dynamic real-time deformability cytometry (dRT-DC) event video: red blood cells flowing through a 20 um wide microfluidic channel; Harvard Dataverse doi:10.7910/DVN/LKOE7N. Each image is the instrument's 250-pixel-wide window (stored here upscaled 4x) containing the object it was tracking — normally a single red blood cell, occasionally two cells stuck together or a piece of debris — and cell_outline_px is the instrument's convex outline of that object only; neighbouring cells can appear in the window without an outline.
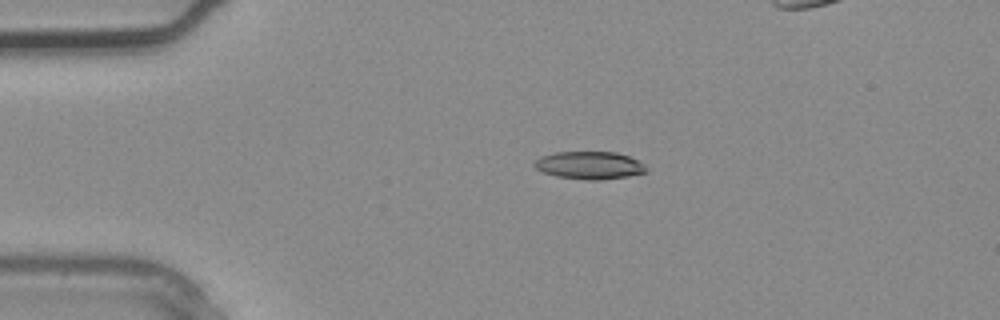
{"species": "common noctule bat (a hibernating species)", "species_latin": "Nyctalus noctula", "temperature_condition": "warm", "stored_images_in_passage": 3, "camera_frame_rate_fps": 3000, "um_per_image_px": 0.085, "animal": {"sex": "male", "body_mass_g": 20.4}, "frame": {"image": 1, "passage_image": 3, "time_ms": 0.667, "image_size_px": [1000, 320], "cell_outline_px": [[648, 172], [628, 176], [600, 180], [584, 180], [556, 176], [544, 172], [536, 168], [532, 164], [540, 156], [556, 152], [616, 152], [628, 156], [644, 164], [648, 168]], "centroid_in_image_um": [50.11, 14.05], "position_along_channel_um": 34.9, "area_um2": 18.09}}